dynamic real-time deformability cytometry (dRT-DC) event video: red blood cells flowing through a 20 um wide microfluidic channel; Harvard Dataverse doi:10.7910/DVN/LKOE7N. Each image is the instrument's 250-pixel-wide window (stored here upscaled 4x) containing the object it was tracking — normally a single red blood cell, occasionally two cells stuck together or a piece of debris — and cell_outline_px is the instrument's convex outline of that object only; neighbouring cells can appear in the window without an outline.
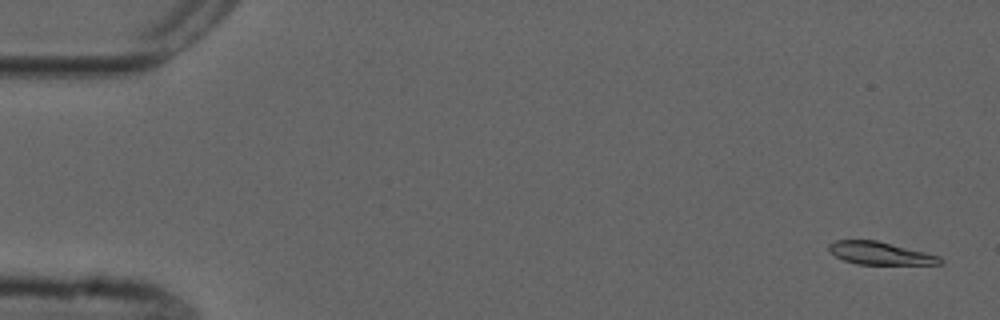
{"species": "common noctule bat (a hibernating species)", "species_latin": "Nyctalus noctula", "temperature_condition": "cold", "stored_images_in_passage": 54, "camera_frame_rate_fps": 3000, "um_per_image_px": 0.085, "animal": {"sex": "male", "forearm_length_mm": 52.5}, "frame": {"image": 1, "passage_image": 2, "time_ms": 0.333, "image_size_px": [1000, 320], "cell_outline_px": [[944, 264], [860, 264], [844, 260], [828, 252], [828, 244], [836, 240], [876, 240], [940, 256], [944, 260]], "centroid_in_image_um": [74.8, 21.52], "position_along_channel_um": 10.2, "area_um2": 14.62}}
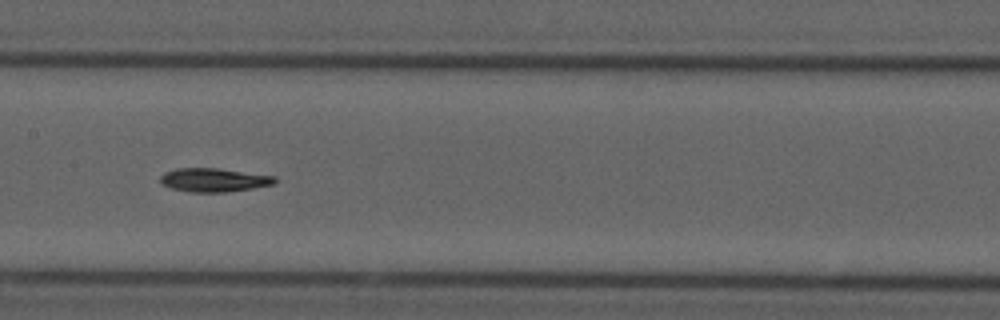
{"frame": {"image": 2, "passage_image": 27, "time_ms": 8.667, "image_size_px": [1000, 320], "cell_outline_px": [[276, 180], [272, 184], [252, 188], [224, 192], [188, 192], [172, 188], [160, 184], [160, 176], [164, 172], [176, 168], [216, 168], [276, 176]], "centroid_in_image_um": [18.12, 15.29], "position_along_channel_um": 189.3, "area_um2": 15.72}}
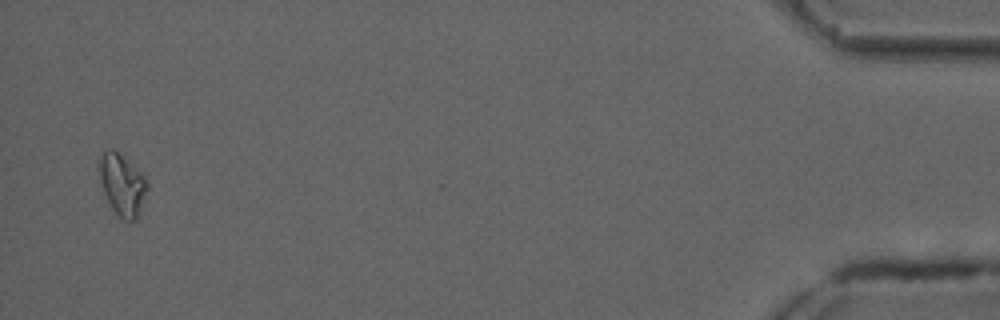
{"frame": {"image": 3, "passage_image": 53, "time_ms": 17.333, "image_size_px": [1000, 320], "cell_outline_px": [[148, 188], [136, 220], [124, 220], [112, 208], [104, 192], [96, 168], [96, 164], [100, 156], [104, 152], [112, 148], [140, 172], [144, 176], [148, 184]], "centroid_in_image_um": [10.35, 15.67], "position_along_channel_um": 424.8, "area_um2": 16.94}}